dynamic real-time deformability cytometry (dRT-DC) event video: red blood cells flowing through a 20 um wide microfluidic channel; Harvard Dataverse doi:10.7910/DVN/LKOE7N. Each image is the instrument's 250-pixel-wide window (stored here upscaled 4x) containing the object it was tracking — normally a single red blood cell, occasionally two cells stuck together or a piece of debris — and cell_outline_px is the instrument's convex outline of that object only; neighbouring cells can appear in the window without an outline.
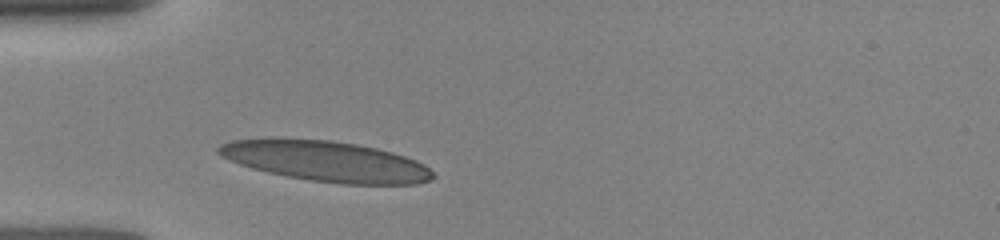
{"species": "human", "species_latin": "Homo sapiens", "temperature_condition": "room temperature", "stored_images_in_passage": 41, "camera_frame_rate_fps": 3000, "um_per_image_px": 0.085, "donor": {"sex": "female"}, "frame": {"image": 1, "passage_image": 3, "time_ms": 1.0, "image_size_px": [1000, 240], "cell_outline_px": [[436, 176], [432, 180], [416, 184], [340, 184], [312, 180], [288, 176], [268, 172], [252, 168], [240, 164], [216, 152], [216, 148], [220, 144], [232, 140], [332, 140], [356, 144], [376, 148], [392, 152], [416, 160], [424, 164]], "centroid_in_image_um": [27.8, 13.73], "position_along_channel_um": 57.2, "area_um2": 49.59}}
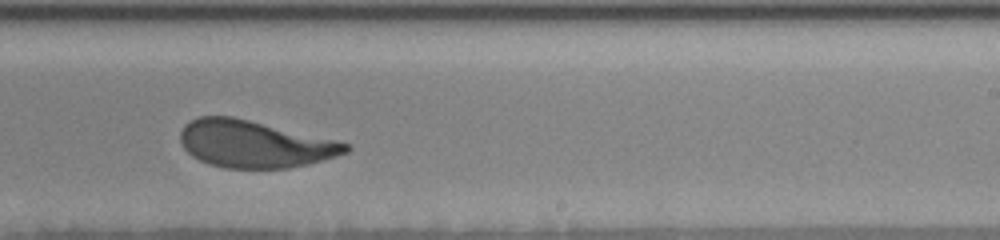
{"frame": {"image": 2, "passage_image": 18, "time_ms": 6.333, "image_size_px": [1000, 240], "cell_outline_px": [[352, 148], [348, 152], [336, 156], [308, 164], [288, 168], [224, 168], [208, 164], [192, 156], [184, 148], [180, 140], [180, 132], [184, 124], [200, 116], [232, 116], [336, 140], [348, 144]], "centroid_in_image_um": [21.61, 12.24], "position_along_channel_um": 267.4, "area_um2": 45.26}}
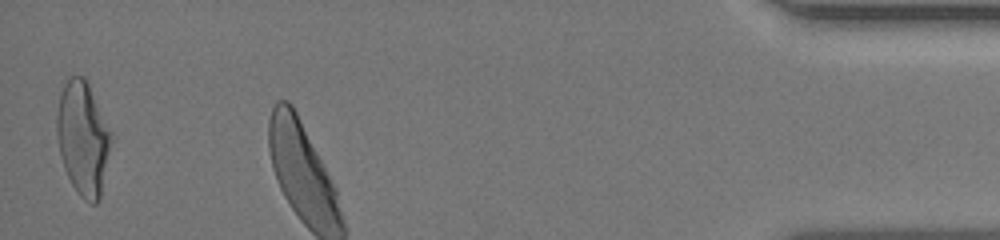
{"frame": {"image": 3, "passage_image": 40, "time_ms": 11.0, "image_size_px": [1000, 240], "cell_outline_px": [[112, 140], [100, 200], [96, 204], [92, 204], [84, 200], [80, 196], [72, 184], [64, 168], [60, 156], [56, 136], [56, 116], [60, 92], [64, 84], [72, 76], [84, 76], [112, 132]], "centroid_in_image_um": [7.05, 11.78], "position_along_channel_um": 428.2, "area_um2": 36.13}}